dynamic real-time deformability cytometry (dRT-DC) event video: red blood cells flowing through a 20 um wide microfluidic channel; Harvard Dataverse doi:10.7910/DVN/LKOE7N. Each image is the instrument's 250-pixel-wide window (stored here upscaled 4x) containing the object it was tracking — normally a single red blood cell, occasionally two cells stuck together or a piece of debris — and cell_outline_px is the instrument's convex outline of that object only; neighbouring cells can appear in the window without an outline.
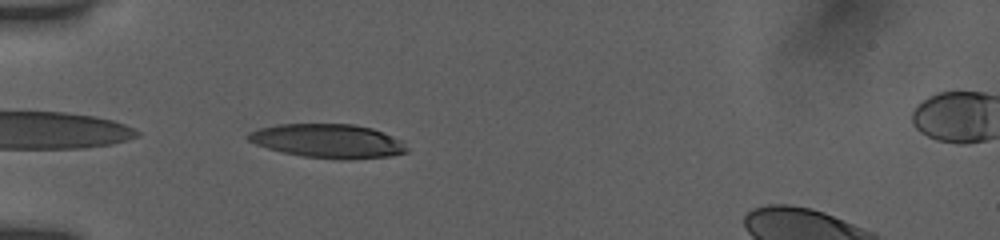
{"species": "human", "species_latin": "Homo sapiens", "temperature_condition": "room temperature", "stored_images_in_passage": 9, "segment_of_instrument_passage": [2, 2], "camera_frame_rate_fps": 3000, "um_per_image_px": 0.085, "donor": {"sex": "female"}, "frame": {"image": 1, "passage_image": 8, "time_ms": 5.667, "image_size_px": [1000, 240], "cell_outline_px": [[408, 152], [392, 156], [348, 160], [340, 160], [300, 156], [268, 148], [256, 144], [248, 140], [244, 136], [248, 132], [260, 128], [276, 124], [352, 124], [372, 128], [400, 140], [408, 148]], "centroid_in_image_um": [27.87, 11.99], "position_along_channel_um": 57.1, "area_um2": 31.5}}